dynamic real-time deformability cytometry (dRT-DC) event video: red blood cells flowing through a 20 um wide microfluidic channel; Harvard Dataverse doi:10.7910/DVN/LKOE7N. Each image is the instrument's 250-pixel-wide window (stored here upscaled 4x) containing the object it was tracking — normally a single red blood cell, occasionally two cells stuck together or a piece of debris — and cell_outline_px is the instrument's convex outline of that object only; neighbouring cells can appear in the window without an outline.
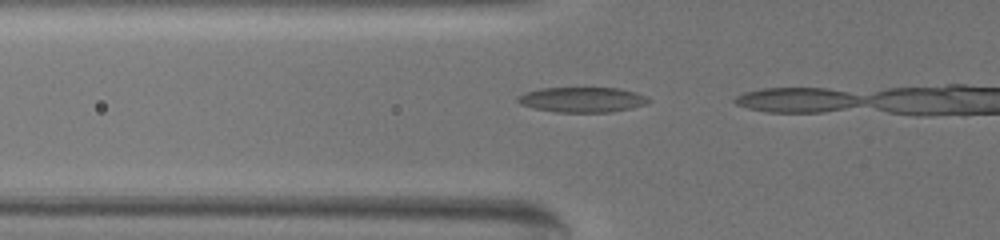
{"species": "common noctule bat (a hibernating species)", "species_latin": "Nyctalus noctula", "temperature_condition": "warm", "stored_images_in_passage": 5, "camera_frame_rate_fps": 3000, "um_per_image_px": 0.085, "animal": {"sex": "female", "body_mass_g": 19.5, "forearm_length_mm": 54.1}, "frame": {"image": 1, "passage_image": 2, "time_ms": 0.333, "image_size_px": [1000, 240], "cell_outline_px": [[652, 100], [648, 104], [632, 108], [612, 112], [556, 112], [532, 108], [520, 104], [516, 100], [516, 96], [524, 92], [540, 88], [616, 88], [636, 92], [648, 96]], "centroid_in_image_um": [49.49, 8.47], "position_along_channel_um": 76.3, "area_um2": 19.48}}